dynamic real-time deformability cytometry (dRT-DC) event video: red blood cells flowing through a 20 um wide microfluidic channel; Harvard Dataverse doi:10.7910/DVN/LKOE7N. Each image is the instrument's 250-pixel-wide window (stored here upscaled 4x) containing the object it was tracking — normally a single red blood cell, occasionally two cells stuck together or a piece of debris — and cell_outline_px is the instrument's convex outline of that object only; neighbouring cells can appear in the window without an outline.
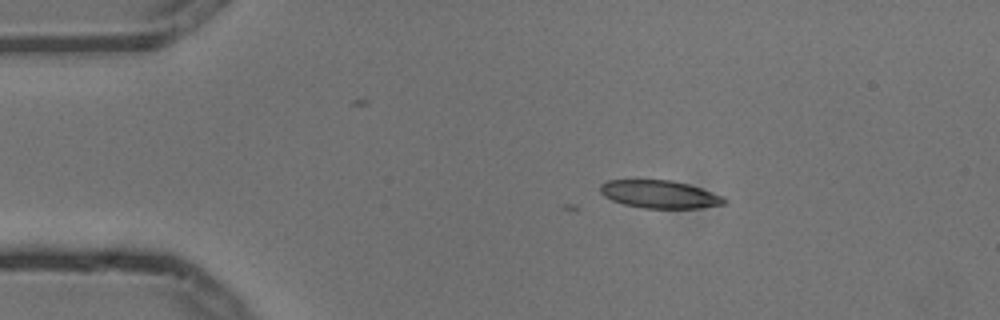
{"species": "common noctule bat (a hibernating species)", "species_latin": "Nyctalus noctula", "temperature_condition": "cold", "stored_images_in_passage": 7, "camera_frame_rate_fps": 3000, "um_per_image_px": 0.085, "animal": {"sex": "male", "body_mass_g": 13.3}, "frame": {"image": 1, "passage_image": 2, "time_ms": 0.333, "image_size_px": [1000, 320], "cell_outline_px": [[728, 200], [724, 204], [700, 208], [644, 208], [624, 204], [612, 200], [604, 196], [600, 192], [600, 184], [608, 180], [672, 180], [688, 184], [724, 196]], "centroid_in_image_um": [56.08, 16.51], "position_along_channel_um": 28.9, "area_um2": 20.11}}
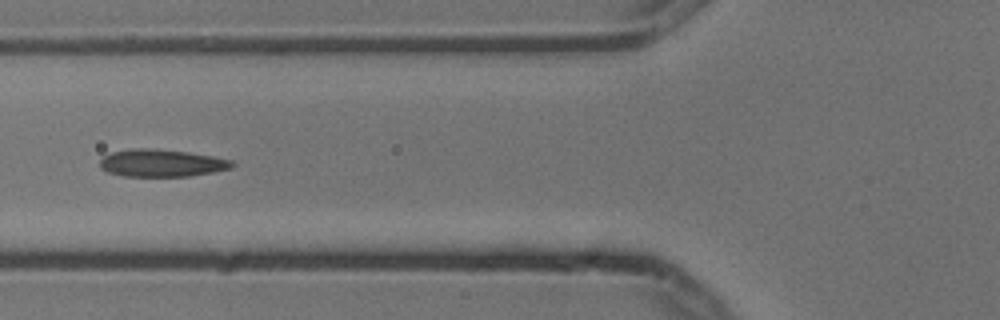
{"frame": {"image": 2, "passage_image": 5, "time_ms": 1.333, "image_size_px": [1000, 320], "cell_outline_px": [[236, 164], [232, 168], [212, 172], [188, 176], [124, 176], [108, 172], [100, 168], [100, 160], [104, 156], [112, 152], [132, 148], [148, 148], [188, 152], [212, 156], [232, 160]], "centroid_in_image_um": [13.74, 13.86], "position_along_channel_um": 112.1, "area_um2": 21.04}}
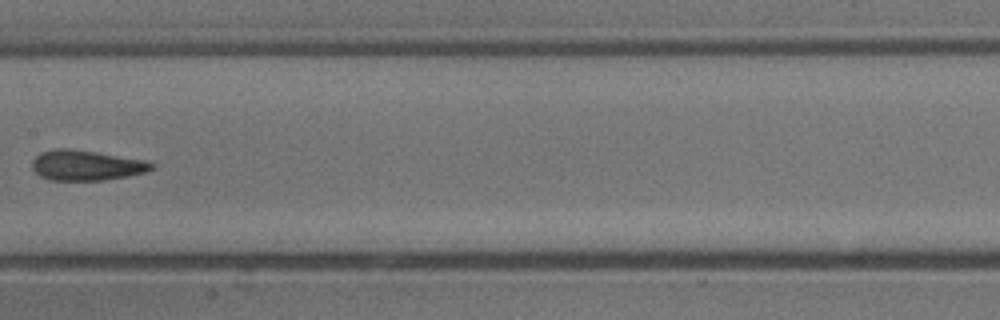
{"frame": {"image": 3, "passage_image": 7, "time_ms": 2.0, "image_size_px": [1000, 320], "cell_outline_px": [[156, 164], [148, 172], [128, 176], [104, 180], [52, 180], [40, 176], [32, 168], [32, 160], [40, 152], [56, 148], [68, 148], [148, 160]], "centroid_in_image_um": [7.36, 14.05], "position_along_channel_um": 200.0, "area_um2": 21.15}}